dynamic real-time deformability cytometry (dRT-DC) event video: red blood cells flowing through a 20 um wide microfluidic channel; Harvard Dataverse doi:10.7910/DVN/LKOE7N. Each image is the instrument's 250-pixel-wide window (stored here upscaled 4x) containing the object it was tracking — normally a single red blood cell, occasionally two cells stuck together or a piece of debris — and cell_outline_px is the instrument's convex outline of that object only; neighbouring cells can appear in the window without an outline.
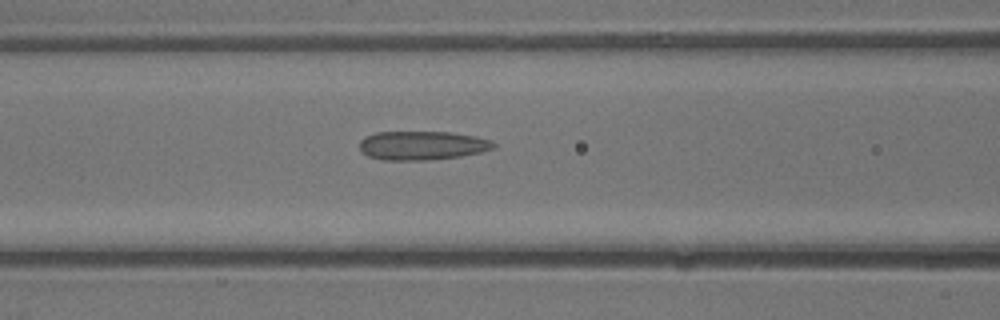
{"species": "common noctule bat (a hibernating species)", "species_latin": "Nyctalus noctula", "temperature_condition": "warm", "stored_images_in_passage": 15, "camera_frame_rate_fps": 3000, "um_per_image_px": 0.085, "animal": {"sex": "male", "body_mass_g": 13.3}, "frame": {"image": 1, "passage_image": 9, "time_ms": 2.667, "image_size_px": [1000, 320], "cell_outline_px": [[496, 148], [480, 152], [460, 156], [424, 160], [384, 160], [368, 156], [360, 148], [360, 140], [364, 136], [376, 132], [452, 132], [476, 136], [492, 140], [496, 144]], "centroid_in_image_um": [35.91, 12.35], "position_along_channel_um": 130.7, "area_um2": 22.6}}
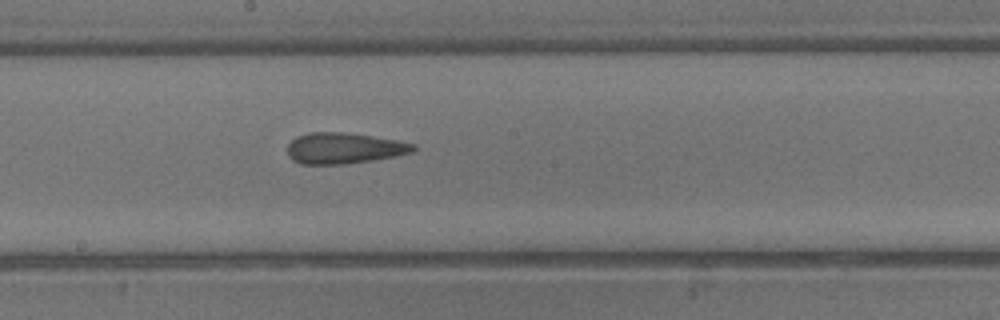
{"frame": {"image": 2, "passage_image": 13, "time_ms": 4.0, "image_size_px": [1000, 320], "cell_outline_px": [[416, 148], [412, 152], [396, 156], [372, 160], [344, 164], [300, 164], [292, 160], [288, 156], [288, 144], [296, 136], [308, 132], [344, 132], [372, 136], [396, 140], [416, 144]], "centroid_in_image_um": [29.22, 12.59], "position_along_channel_um": 219.0, "area_um2": 22.77}}
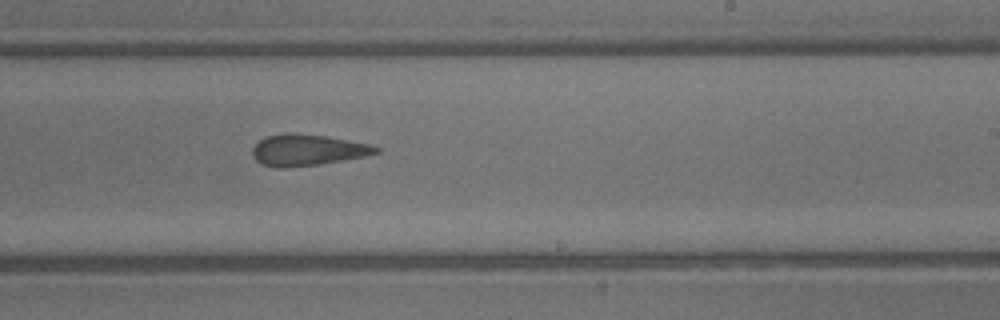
{"frame": {"image": 3, "passage_image": 15, "time_ms": 4.667, "image_size_px": [1000, 320], "cell_outline_px": [[380, 152], [364, 156], [320, 164], [284, 168], [264, 164], [256, 160], [252, 152], [252, 148], [264, 136], [288, 132], [328, 136], [372, 144], [380, 148]], "centroid_in_image_um": [26.16, 12.73], "position_along_channel_um": 262.8, "area_um2": 22.48}}